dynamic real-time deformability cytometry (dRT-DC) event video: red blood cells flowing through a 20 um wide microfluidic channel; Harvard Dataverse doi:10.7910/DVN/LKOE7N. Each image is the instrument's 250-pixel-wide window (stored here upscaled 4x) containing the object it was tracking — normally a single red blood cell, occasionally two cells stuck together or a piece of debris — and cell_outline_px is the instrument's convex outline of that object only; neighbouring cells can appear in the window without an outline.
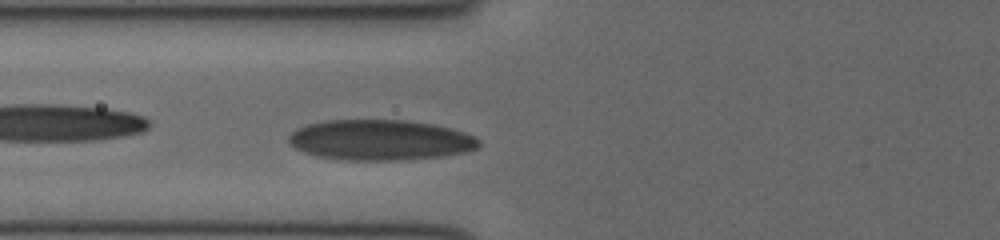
{"species": "human", "species_latin": "Homo sapiens", "temperature_condition": "cold", "stored_images_in_passage": 32, "camera_frame_rate_fps": 3000, "um_per_image_px": 0.085, "donor": {"sex": "female"}, "frame": {"image": 1, "passage_image": 6, "time_ms": 1.667, "image_size_px": [1000, 240], "cell_outline_px": [[480, 144], [476, 148], [464, 152], [444, 156], [400, 160], [348, 160], [316, 156], [304, 152], [288, 144], [288, 136], [296, 128], [308, 124], [324, 120], [400, 120], [432, 124], [452, 128], [464, 132], [480, 140]], "centroid_in_image_um": [32.28, 11.9], "position_along_channel_um": 93.5, "area_um2": 44.85}}
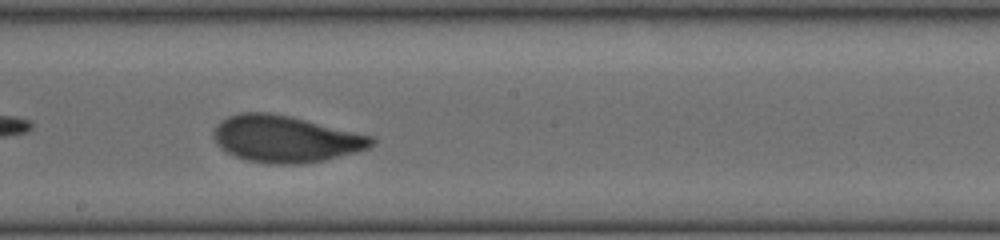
{"frame": {"image": 2, "passage_image": 15, "time_ms": 4.667, "image_size_px": [1000, 240], "cell_outline_px": [[376, 140], [368, 148], [356, 152], [324, 160], [304, 164], [268, 164], [244, 160], [220, 148], [216, 144], [212, 132], [216, 124], [220, 120], [228, 116], [240, 112], [268, 112], [288, 116], [372, 136]], "centroid_in_image_um": [24.2, 11.82], "position_along_channel_um": 224.0, "area_um2": 42.95}}
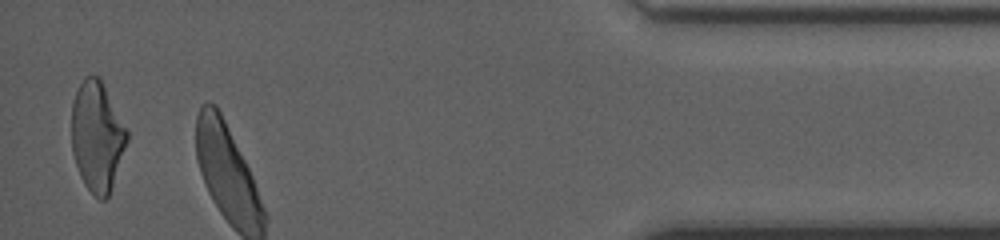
{"frame": {"image": 3, "passage_image": 31, "time_ms": 10.0, "image_size_px": [1000, 240], "cell_outline_px": [[128, 140], [108, 196], [104, 200], [100, 200], [84, 184], [80, 176], [72, 152], [72, 104], [76, 92], [84, 76], [100, 76], [128, 132]], "centroid_in_image_um": [8.25, 11.57], "position_along_channel_um": 427.0, "area_um2": 35.14}}